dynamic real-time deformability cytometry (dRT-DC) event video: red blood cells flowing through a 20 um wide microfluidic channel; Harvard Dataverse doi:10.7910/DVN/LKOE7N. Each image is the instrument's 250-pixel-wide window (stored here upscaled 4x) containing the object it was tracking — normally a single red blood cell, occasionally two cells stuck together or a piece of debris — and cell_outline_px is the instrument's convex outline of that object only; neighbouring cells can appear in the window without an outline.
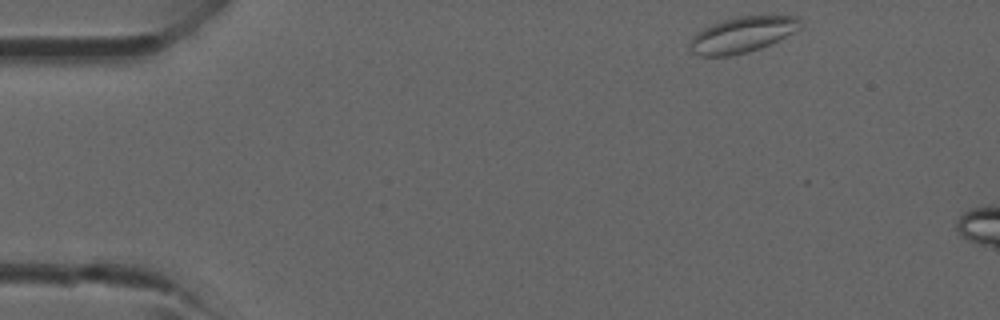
{"species": "common noctule bat (a hibernating species)", "species_latin": "Nyctalus noctula", "temperature_condition": "room temperature", "stored_images_in_passage": 2, "camera_frame_rate_fps": 3000, "um_per_image_px": 0.085, "animal": {"sex": "male", "forearm_length_mm": 52.5}, "frame": {"image": 1, "passage_image": 1, "time_ms": 0.0, "image_size_px": [1000, 320], "cell_outline_px": [[804, 28], [760, 48], [748, 52], [728, 56], [700, 56], [692, 52], [688, 48], [688, 44], [692, 36], [696, 32], [712, 24], [736, 16], [796, 16], [804, 20]], "centroid_in_image_um": [63.12, 2.94], "position_along_channel_um": 21.9, "area_um2": 23.29}}